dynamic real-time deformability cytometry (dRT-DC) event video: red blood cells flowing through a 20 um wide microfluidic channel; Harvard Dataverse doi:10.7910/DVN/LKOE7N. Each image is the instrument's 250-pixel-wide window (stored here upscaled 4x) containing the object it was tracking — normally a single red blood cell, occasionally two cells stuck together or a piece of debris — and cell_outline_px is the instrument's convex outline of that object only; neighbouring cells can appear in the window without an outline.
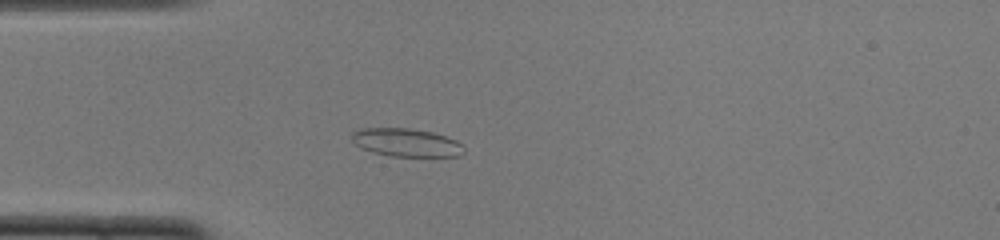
{"species": "common noctule bat (a hibernating species)", "species_latin": "Nyctalus noctula", "temperature_condition": "cold", "stored_images_in_passage": 50, "camera_frame_rate_fps": 3000, "um_per_image_px": 0.085, "animal": {"sex": "female", "body_mass_g": 22.0, "forearm_length_mm": 56.7}, "frame": {"image": 1, "passage_image": 14, "time_ms": 4.333, "image_size_px": [1000, 240], "cell_outline_px": [[464, 152], [460, 156], [392, 156], [372, 152], [360, 148], [352, 140], [352, 132], [360, 128], [408, 128], [432, 132], [456, 140], [464, 144]], "centroid_in_image_um": [34.54, 12.11], "position_along_channel_um": 50.5, "area_um2": 18.44}}
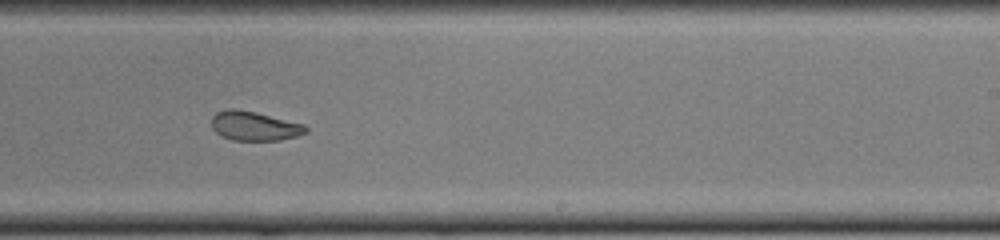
{"frame": {"image": 2, "passage_image": 31, "time_ms": 10.0, "image_size_px": [1000, 240], "cell_outline_px": [[308, 132], [296, 136], [280, 140], [232, 140], [220, 136], [212, 128], [212, 116], [216, 112], [224, 108], [236, 108], [256, 112], [304, 124], [308, 128]], "centroid_in_image_um": [21.6, 10.7], "position_along_channel_um": 267.4, "area_um2": 16.24}}
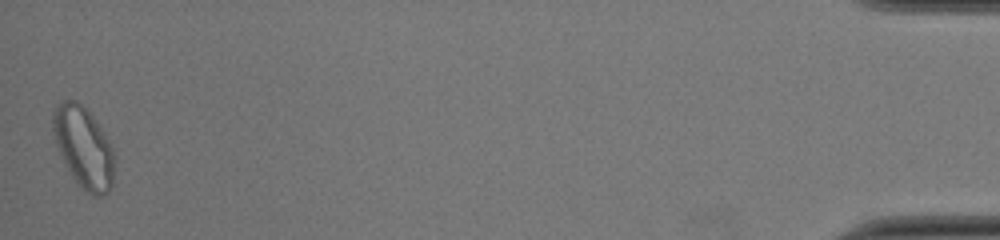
{"frame": {"image": 3, "passage_image": 50, "time_ms": 16.333, "image_size_px": [1000, 240], "cell_outline_px": [[116, 156], [112, 188], [104, 196], [92, 196], [76, 184], [60, 156], [56, 144], [52, 128], [52, 112], [56, 104], [60, 100], [76, 100], [92, 116], [104, 132]], "centroid_in_image_um": [7.11, 12.56], "position_along_channel_um": 428.1, "area_um2": 29.59}, "authors_computed_cell_mechanics": {"area_um2": 18.5249, "velocity_mm_per_s": 3.9895, "shape_relaxation_time_tau1_ms": null, "shape_relaxation_time_tau2_ms": 1.5398, "deformation_change_tau1": null, "deformation_change_tau2": 0.0638}}